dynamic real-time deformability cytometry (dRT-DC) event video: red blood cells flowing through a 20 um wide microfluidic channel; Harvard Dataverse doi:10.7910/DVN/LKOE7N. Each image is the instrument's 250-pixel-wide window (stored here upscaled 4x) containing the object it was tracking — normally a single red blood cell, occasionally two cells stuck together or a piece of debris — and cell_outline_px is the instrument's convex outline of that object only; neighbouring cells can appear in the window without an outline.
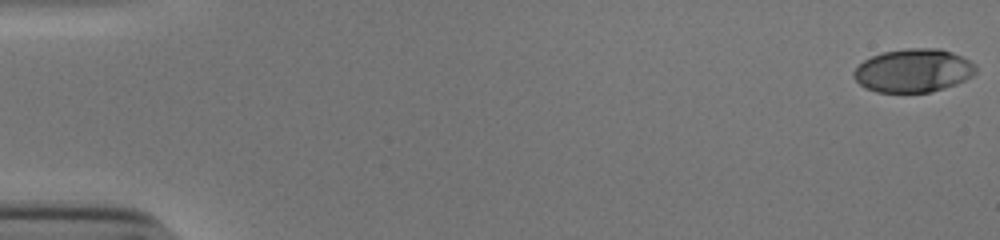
{"species": "human", "species_latin": "Homo sapiens", "temperature_condition": "cold", "stored_images_in_passage": 54, "camera_frame_rate_fps": 3000, "um_per_image_px": 0.085, "donor": {"sex": "male"}, "frame": {"image": 1, "passage_image": 1, "time_ms": 0.0, "image_size_px": [1000, 240], "cell_outline_px": [[976, 72], [972, 76], [956, 84], [932, 92], [876, 92], [864, 88], [852, 76], [852, 72], [864, 60], [872, 56], [884, 52], [908, 48], [940, 48], [952, 52], [976, 64]], "centroid_in_image_um": [77.63, 6.0], "position_along_channel_um": 7.4, "area_um2": 30.87}}
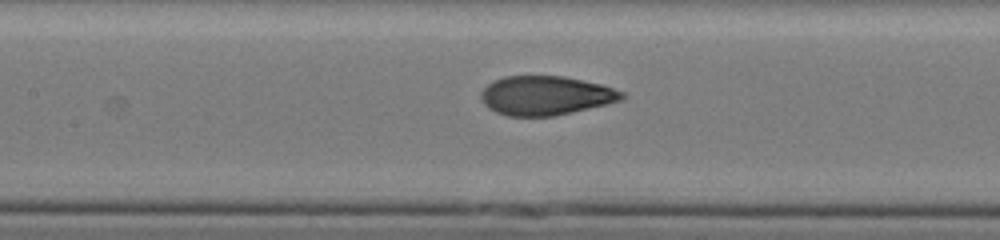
{"frame": {"image": 2, "passage_image": 26, "time_ms": 8.333, "image_size_px": [1000, 240], "cell_outline_px": [[624, 100], [608, 104], [572, 112], [552, 116], [508, 116], [496, 112], [488, 108], [484, 104], [480, 96], [480, 92], [488, 84], [504, 76], [564, 76], [600, 84], [624, 92]], "centroid_in_image_um": [46.38, 8.12], "position_along_channel_um": 161.0, "area_um2": 32.08}}
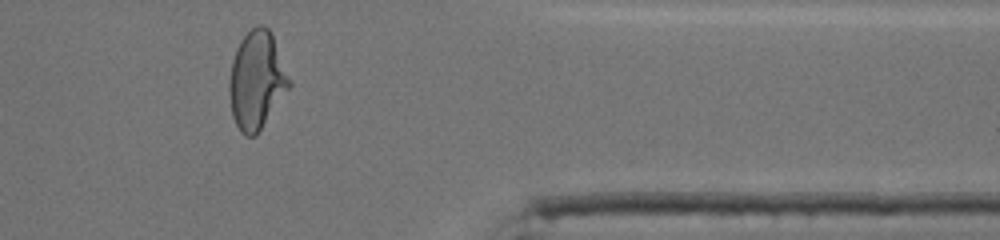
{"frame": {"image": 3, "passage_image": 45, "time_ms": 14.667, "image_size_px": [1000, 240], "cell_outline_px": [[292, 84], [256, 136], [248, 136], [240, 132], [232, 116], [228, 92], [228, 80], [232, 60], [236, 48], [240, 40], [256, 24], [264, 24], [272, 32]], "centroid_in_image_um": [21.8, 6.8], "position_along_channel_um": 389.6, "area_um2": 34.45}, "authors_computed_cell_mechanics": {"area_um2": 32.368, "velocity_mm_per_s": 3.8689, "shape_relaxation_time_tau1_ms": 6.0636, "shape_relaxation_time_tau2_ms": 0.7518, "deformation_change_tau1": 0.2282, "deformation_change_tau2": 0.0617}}